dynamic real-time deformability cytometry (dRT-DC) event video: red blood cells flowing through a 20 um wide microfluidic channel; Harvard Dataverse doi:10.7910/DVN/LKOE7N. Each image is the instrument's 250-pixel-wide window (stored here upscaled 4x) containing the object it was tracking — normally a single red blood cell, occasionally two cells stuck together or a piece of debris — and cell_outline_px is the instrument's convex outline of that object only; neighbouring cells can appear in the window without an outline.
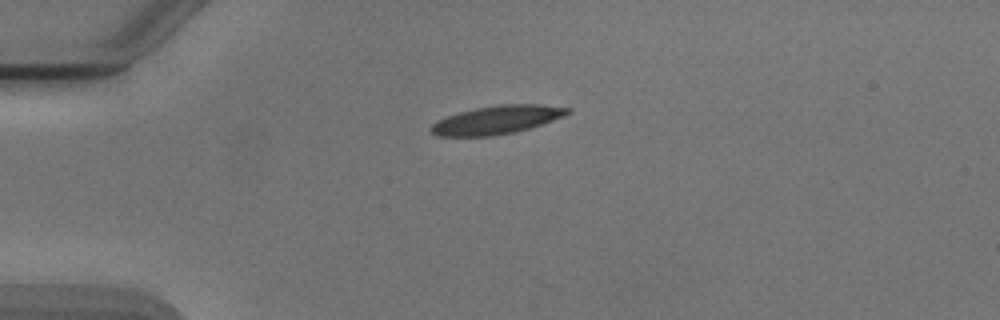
{"species": "Egyptian fruit bat (a non-hibernating species)", "species_latin": "Rousettus aegyptiacus", "temperature_condition": "cold", "stored_images_in_passage": 2, "camera_frame_rate_fps": 3000, "um_per_image_px": 0.085, "animal": {"sex": "male"}, "frame": {"image": 1, "passage_image": 1, "time_ms": 0.0, "image_size_px": [1000, 320], "cell_outline_px": [[572, 112], [564, 116], [516, 132], [492, 136], [436, 136], [428, 128], [436, 120], [460, 112], [476, 108], [500, 104], [540, 104], [568, 108]], "centroid_in_image_um": [42.2, 10.19], "position_along_channel_um": 42.8, "area_um2": 22.43}}